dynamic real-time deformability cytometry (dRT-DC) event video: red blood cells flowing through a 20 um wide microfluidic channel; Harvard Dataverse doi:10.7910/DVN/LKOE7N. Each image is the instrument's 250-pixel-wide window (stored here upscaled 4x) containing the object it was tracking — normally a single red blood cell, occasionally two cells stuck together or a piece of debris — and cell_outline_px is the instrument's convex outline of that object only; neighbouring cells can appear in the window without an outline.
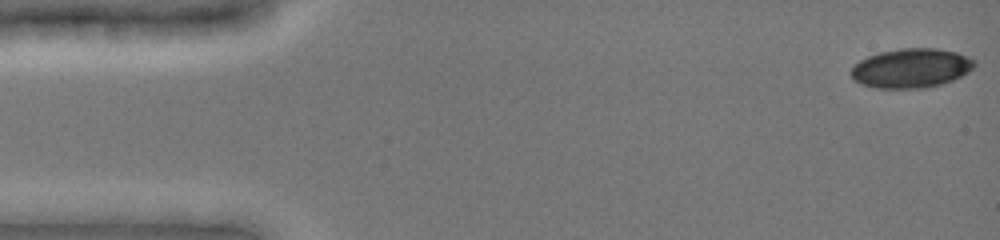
{"species": "common noctule bat (a hibernating species)", "species_latin": "Nyctalus noctula", "temperature_condition": "cold", "stored_images_in_passage": 48, "camera_frame_rate_fps": 3000, "um_per_image_px": 0.085, "animal": {"sex": "female", "body_mass_g": 19.0, "forearm_length_mm": 51.5}, "frame": {"image": 1, "passage_image": 1, "time_ms": 0.0, "image_size_px": [1000, 240], "cell_outline_px": [[976, 64], [968, 72], [952, 80], [928, 88], [876, 88], [860, 84], [852, 76], [852, 64], [868, 56], [880, 52], [900, 48], [936, 48], [956, 52], [968, 56], [976, 60]], "centroid_in_image_um": [77.45, 5.79], "position_along_channel_um": 7.5, "area_um2": 28.32}}
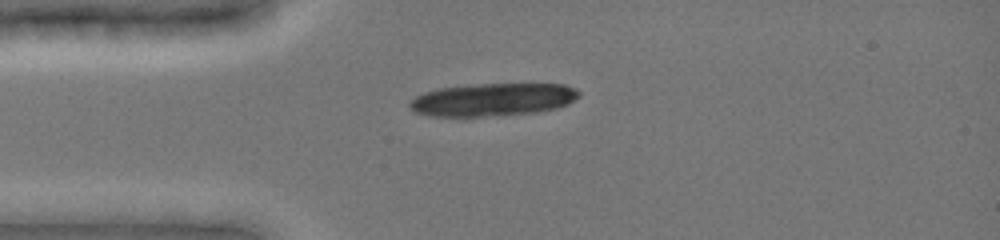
{"frame": {"image": 2, "passage_image": 12, "time_ms": 3.667, "image_size_px": [1000, 240], "cell_outline_px": [[580, 96], [568, 104], [556, 108], [536, 112], [480, 116], [428, 116], [416, 112], [408, 104], [416, 96], [424, 92], [440, 88], [480, 84], [564, 84], [576, 88], [580, 92]], "centroid_in_image_um": [41.92, 8.46], "position_along_channel_um": 43.1, "area_um2": 32.08}, "authors_computed_cell_mechanics": {"area_um2": 23.9581, "velocity_mm_per_s": 3.9178, "shape_relaxation_time_tau1_ms": 0.579, "shape_relaxation_time_tau2_ms": 4.0812, "deformation_change_tau1": 0.2695, "deformation_change_tau2": 0.0413}}